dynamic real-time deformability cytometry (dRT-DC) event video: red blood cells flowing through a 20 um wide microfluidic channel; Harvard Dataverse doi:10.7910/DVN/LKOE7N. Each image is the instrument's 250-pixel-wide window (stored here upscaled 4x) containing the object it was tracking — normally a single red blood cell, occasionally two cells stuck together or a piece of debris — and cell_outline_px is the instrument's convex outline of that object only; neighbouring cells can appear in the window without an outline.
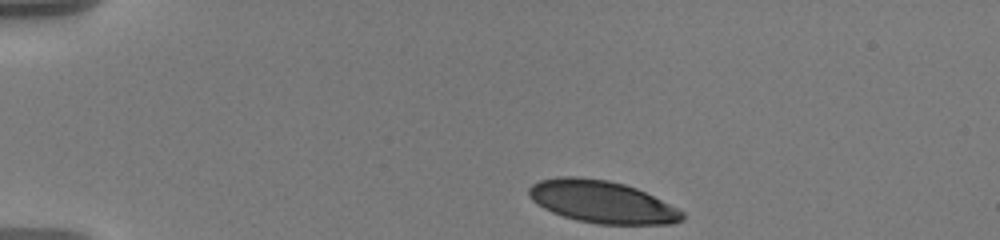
{"species": "human", "species_latin": "Homo sapiens", "temperature_condition": "warm", "stored_images_in_passage": 42, "camera_frame_rate_fps": 3000, "um_per_image_px": 0.085, "donor": {"sex": "male"}, "frame": {"image": 1, "passage_image": 1, "time_ms": 0.0, "image_size_px": [1000, 240], "cell_outline_px": [[684, 220], [672, 224], [596, 224], [576, 220], [552, 212], [536, 204], [528, 196], [528, 188], [532, 184], [540, 180], [560, 176], [576, 176], [608, 180], [624, 184], [636, 188], [684, 212]], "centroid_in_image_um": [51.13, 17.15], "position_along_channel_um": 33.9, "area_um2": 37.74}}
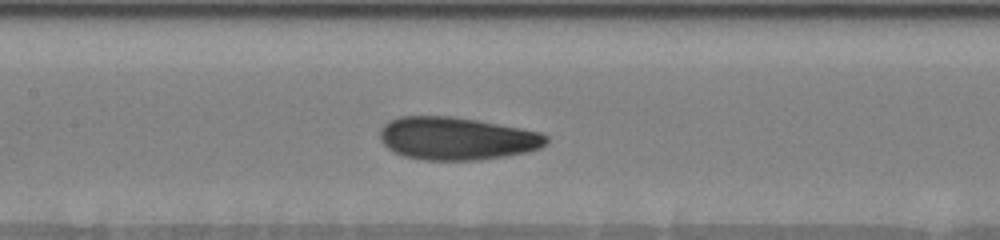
{"frame": {"image": 2, "passage_image": 18, "time_ms": 5.667, "image_size_px": [1000, 240], "cell_outline_px": [[548, 144], [540, 148], [528, 152], [508, 156], [480, 160], [424, 160], [404, 156], [392, 152], [380, 140], [380, 128], [388, 120], [400, 116], [452, 116], [476, 120], [520, 128], [540, 132], [548, 136]], "centroid_in_image_um": [38.82, 11.78], "position_along_channel_um": 168.6, "area_um2": 41.85}}
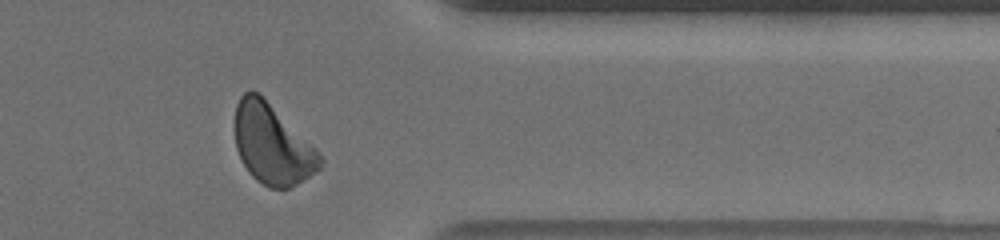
{"frame": {"image": 3, "passage_image": 37, "time_ms": 12.0, "image_size_px": [1000, 240], "cell_outline_px": [[324, 160], [320, 168], [316, 172], [296, 184], [288, 188], [268, 188], [256, 180], [248, 172], [236, 148], [236, 104], [240, 96], [244, 92], [260, 92], [316, 148]], "centroid_in_image_um": [23.16, 12.26], "position_along_channel_um": 388.2, "area_um2": 39.59}, "authors_computed_cell_mechanics": {"area_um2": 40.3444, "velocity_mm_per_s": 3.5812, "shape_relaxation_time_tau1_ms": 4.0291, "shape_relaxation_time_tau2_ms": 1.4565, "deformation_change_tau1": 0.1398, "deformation_change_tau2": 0.0801}}